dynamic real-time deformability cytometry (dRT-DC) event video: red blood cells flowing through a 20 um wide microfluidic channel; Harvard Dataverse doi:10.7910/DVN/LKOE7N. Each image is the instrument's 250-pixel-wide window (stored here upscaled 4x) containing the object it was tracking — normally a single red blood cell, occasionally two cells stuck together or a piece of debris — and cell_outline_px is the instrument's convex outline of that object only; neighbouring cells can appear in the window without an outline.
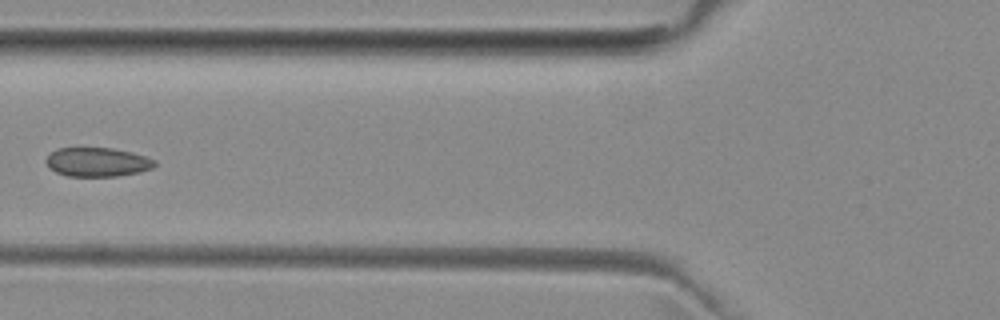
{"species": "common noctule bat (a hibernating species)", "species_latin": "Nyctalus noctula", "temperature_condition": "room temperature", "stored_images_in_passage": 6, "camera_frame_rate_fps": 3000, "um_per_image_px": 0.085, "animal": {"sex": "female", "body_mass_g": 29.2, "forearm_length_mm": 56.3}, "frame": {"image": 1, "passage_image": 6, "time_ms": 5.667, "image_size_px": [1000, 320], "cell_outline_px": [[156, 164], [152, 168], [140, 172], [116, 176], [68, 176], [56, 172], [48, 168], [44, 160], [56, 148], [112, 148], [132, 152], [156, 160]], "centroid_in_image_um": [8.26, 13.77], "position_along_channel_um": 117.5, "area_um2": 18.44}}